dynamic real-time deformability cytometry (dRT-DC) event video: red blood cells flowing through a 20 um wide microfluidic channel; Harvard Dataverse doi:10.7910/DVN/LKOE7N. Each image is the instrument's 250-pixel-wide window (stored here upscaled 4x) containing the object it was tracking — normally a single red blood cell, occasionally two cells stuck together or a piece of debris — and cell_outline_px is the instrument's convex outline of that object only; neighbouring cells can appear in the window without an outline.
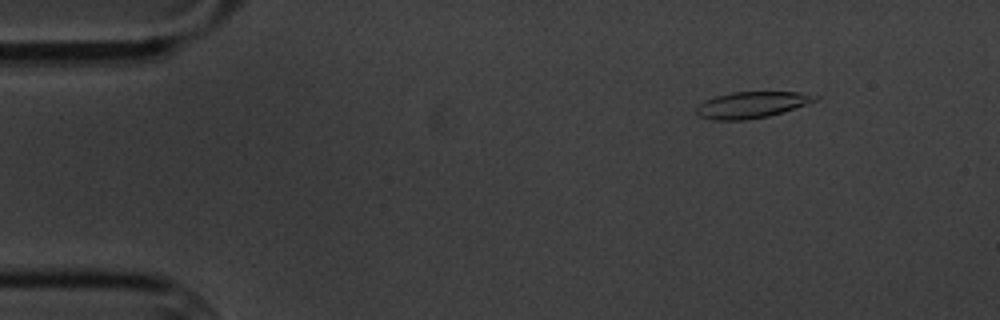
{"species": "common noctule bat (a hibernating species)", "species_latin": "Nyctalus noctula", "temperature_condition": "cold", "stored_images_in_passage": 7, "camera_frame_rate_fps": 3000, "um_per_image_px": 0.085, "animal": {"sex": "male", "body_mass_g": 20.1, "forearm_length_mm": 53.5}, "frame": {"image": 1, "passage_image": 2, "time_ms": 1.333, "image_size_px": [1000, 320], "cell_outline_px": [[820, 96], [816, 100], [768, 116], [744, 120], [712, 120], [696, 116], [696, 108], [704, 100], [716, 96], [732, 92], [800, 92]], "centroid_in_image_um": [63.81, 8.91], "position_along_channel_um": 21.2, "area_um2": 17.98}}
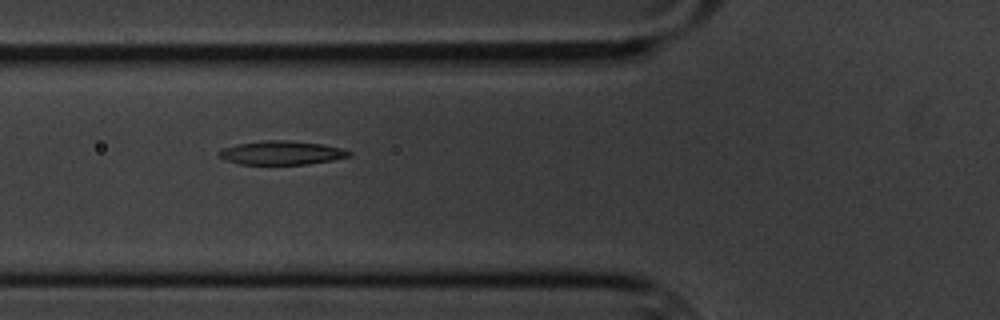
{"frame": {"image": 2, "passage_image": 6, "time_ms": 6.0, "image_size_px": [1000, 320], "cell_outline_px": [[352, 156], [332, 160], [308, 164], [240, 164], [224, 160], [216, 152], [224, 148], [236, 144], [264, 140], [288, 140], [324, 144], [340, 148], [352, 152]], "centroid_in_image_um": [23.93, 12.98], "position_along_channel_um": 101.9, "area_um2": 18.09}}
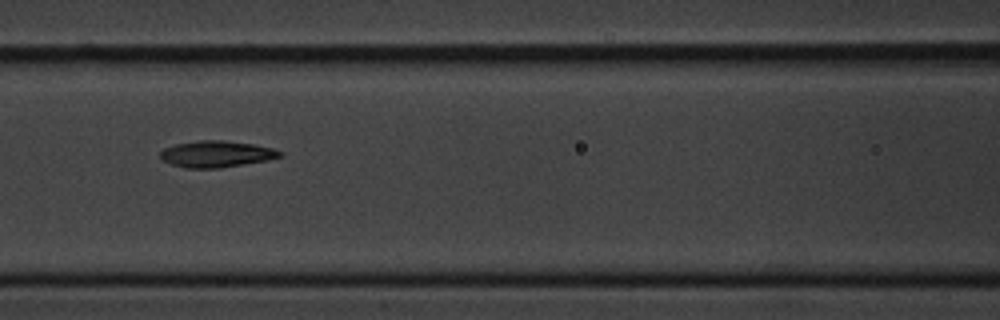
{"frame": {"image": 3, "passage_image": 7, "time_ms": 7.333, "image_size_px": [1000, 320], "cell_outline_px": [[284, 156], [268, 160], [220, 168], [184, 168], [172, 164], [164, 160], [160, 156], [160, 152], [164, 148], [176, 144], [200, 140], [224, 140], [252, 144], [272, 148], [284, 152]], "centroid_in_image_um": [18.43, 13.09], "position_along_channel_um": 148.2, "area_um2": 18.44}}